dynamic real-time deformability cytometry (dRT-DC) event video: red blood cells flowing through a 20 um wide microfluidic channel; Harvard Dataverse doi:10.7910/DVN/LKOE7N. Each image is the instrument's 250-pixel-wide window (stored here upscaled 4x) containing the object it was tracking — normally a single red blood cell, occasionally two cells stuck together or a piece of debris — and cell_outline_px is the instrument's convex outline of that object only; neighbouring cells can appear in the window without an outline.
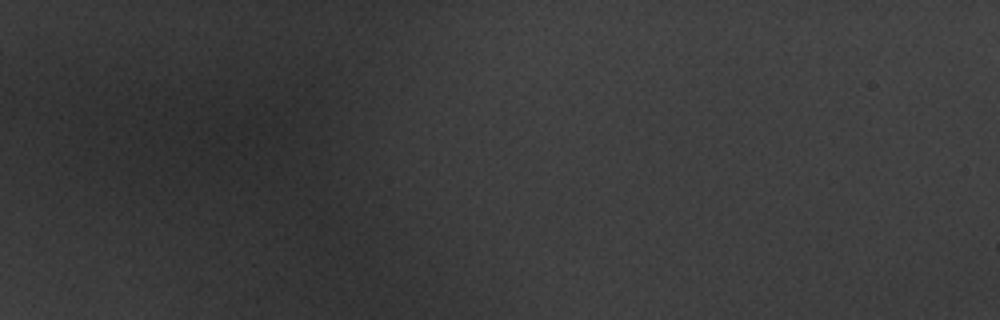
{"species": "common noctule bat (a hibernating species)", "species_latin": "Nyctalus noctula", "temperature_condition": "warm", "stored_images_in_passage": 2, "camera_frame_rate_fps": 3000, "um_per_image_px": 0.085, "animal": {"sex": "male", "body_mass_g": 20.1, "forearm_length_mm": 53.5}, "frame": {"image": 1, "passage_image": 1, "time_ms": 0.0, "image_size_px": [1000, 320], "cell_outline_px": [[308, 148], [284, 180], [220, 152], [216, 140], [216, 132], [256, 112], [288, 108]], "centroid_in_image_um": [22.5, 12.05], "position_along_channel_um": 62.5, "area_um2": 30.23}}